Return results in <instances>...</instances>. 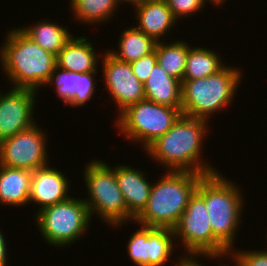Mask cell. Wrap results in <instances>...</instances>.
<instances>
[{"mask_svg":"<svg viewBox=\"0 0 267 266\" xmlns=\"http://www.w3.org/2000/svg\"><path fill=\"white\" fill-rule=\"evenodd\" d=\"M137 225L140 229L132 233L126 246L135 266H164L169 260L174 262L170 259L177 245L173 229Z\"/></svg>","mask_w":267,"mask_h":266,"instance_id":"11","label":"cell"},{"mask_svg":"<svg viewBox=\"0 0 267 266\" xmlns=\"http://www.w3.org/2000/svg\"><path fill=\"white\" fill-rule=\"evenodd\" d=\"M5 35L0 69L7 83L13 88L40 90L57 67L56 55L41 48L20 27H12Z\"/></svg>","mask_w":267,"mask_h":266,"instance_id":"2","label":"cell"},{"mask_svg":"<svg viewBox=\"0 0 267 266\" xmlns=\"http://www.w3.org/2000/svg\"><path fill=\"white\" fill-rule=\"evenodd\" d=\"M96 74L98 75V72L76 73L75 95L65 106L82 108L92 100L97 89L96 82L98 81L94 80Z\"/></svg>","mask_w":267,"mask_h":266,"instance_id":"25","label":"cell"},{"mask_svg":"<svg viewBox=\"0 0 267 266\" xmlns=\"http://www.w3.org/2000/svg\"><path fill=\"white\" fill-rule=\"evenodd\" d=\"M132 10L136 12L133 14L137 20L134 26L156 43L167 40L165 36L172 32L171 28L179 24L165 0H147Z\"/></svg>","mask_w":267,"mask_h":266,"instance_id":"15","label":"cell"},{"mask_svg":"<svg viewBox=\"0 0 267 266\" xmlns=\"http://www.w3.org/2000/svg\"><path fill=\"white\" fill-rule=\"evenodd\" d=\"M157 63L156 51L155 49L141 57L139 60L130 63L133 73L136 75L138 80L144 84L148 76L150 75L154 65Z\"/></svg>","mask_w":267,"mask_h":266,"instance_id":"29","label":"cell"},{"mask_svg":"<svg viewBox=\"0 0 267 266\" xmlns=\"http://www.w3.org/2000/svg\"><path fill=\"white\" fill-rule=\"evenodd\" d=\"M146 171L131 165L116 164V180L124 196L127 211L135 219L145 208L153 181H148Z\"/></svg>","mask_w":267,"mask_h":266,"instance_id":"16","label":"cell"},{"mask_svg":"<svg viewBox=\"0 0 267 266\" xmlns=\"http://www.w3.org/2000/svg\"><path fill=\"white\" fill-rule=\"evenodd\" d=\"M119 36L118 47L116 46L118 49L108 50L119 61L128 63L137 61L151 53L156 46V42L152 38L139 31L135 26L125 28Z\"/></svg>","mask_w":267,"mask_h":266,"instance_id":"21","label":"cell"},{"mask_svg":"<svg viewBox=\"0 0 267 266\" xmlns=\"http://www.w3.org/2000/svg\"><path fill=\"white\" fill-rule=\"evenodd\" d=\"M32 171L0 165V205H29Z\"/></svg>","mask_w":267,"mask_h":266,"instance_id":"18","label":"cell"},{"mask_svg":"<svg viewBox=\"0 0 267 266\" xmlns=\"http://www.w3.org/2000/svg\"><path fill=\"white\" fill-rule=\"evenodd\" d=\"M145 0H116L117 4L120 6L124 3H128L130 4V6L135 7L140 5L142 2H144Z\"/></svg>","mask_w":267,"mask_h":266,"instance_id":"32","label":"cell"},{"mask_svg":"<svg viewBox=\"0 0 267 266\" xmlns=\"http://www.w3.org/2000/svg\"><path fill=\"white\" fill-rule=\"evenodd\" d=\"M39 91L27 88L0 90V142L36 123L34 109Z\"/></svg>","mask_w":267,"mask_h":266,"instance_id":"13","label":"cell"},{"mask_svg":"<svg viewBox=\"0 0 267 266\" xmlns=\"http://www.w3.org/2000/svg\"><path fill=\"white\" fill-rule=\"evenodd\" d=\"M54 167L49 164L32 171L29 205L35 203V207H39L37 212L71 197L69 192L72 183L69 176L66 177L59 168Z\"/></svg>","mask_w":267,"mask_h":266,"instance_id":"14","label":"cell"},{"mask_svg":"<svg viewBox=\"0 0 267 266\" xmlns=\"http://www.w3.org/2000/svg\"><path fill=\"white\" fill-rule=\"evenodd\" d=\"M183 255V256H181ZM202 257L206 258V260H210L213 262V258L216 260H219L221 262V257L217 254H212V253H193V252H183L181 254L180 252V256L177 255V258H174L173 260L177 259L174 263L175 266H205L204 263H202L201 261H199V258ZM208 257V258H207ZM198 260H197V259ZM207 266V265H206Z\"/></svg>","mask_w":267,"mask_h":266,"instance_id":"30","label":"cell"},{"mask_svg":"<svg viewBox=\"0 0 267 266\" xmlns=\"http://www.w3.org/2000/svg\"><path fill=\"white\" fill-rule=\"evenodd\" d=\"M75 77V72L65 71L56 67L44 87L50 86L52 88L54 86L57 98L59 97L65 106L75 95Z\"/></svg>","mask_w":267,"mask_h":266,"instance_id":"26","label":"cell"},{"mask_svg":"<svg viewBox=\"0 0 267 266\" xmlns=\"http://www.w3.org/2000/svg\"><path fill=\"white\" fill-rule=\"evenodd\" d=\"M165 171L157 183H152L147 204L134 223L173 229L204 176L191 171Z\"/></svg>","mask_w":267,"mask_h":266,"instance_id":"3","label":"cell"},{"mask_svg":"<svg viewBox=\"0 0 267 266\" xmlns=\"http://www.w3.org/2000/svg\"><path fill=\"white\" fill-rule=\"evenodd\" d=\"M205 2H209L208 4L210 5L213 4L214 6H218L219 8L222 7V5L227 2V0H205Z\"/></svg>","mask_w":267,"mask_h":266,"instance_id":"34","label":"cell"},{"mask_svg":"<svg viewBox=\"0 0 267 266\" xmlns=\"http://www.w3.org/2000/svg\"><path fill=\"white\" fill-rule=\"evenodd\" d=\"M89 37L77 36L72 38L56 55L57 67L69 72H98L100 54H97L94 41L89 42Z\"/></svg>","mask_w":267,"mask_h":266,"instance_id":"17","label":"cell"},{"mask_svg":"<svg viewBox=\"0 0 267 266\" xmlns=\"http://www.w3.org/2000/svg\"><path fill=\"white\" fill-rule=\"evenodd\" d=\"M173 231L176 243H179L177 246L184 247L185 252L212 253L219 256L230 254V251L214 236L205 200L197 191L190 197Z\"/></svg>","mask_w":267,"mask_h":266,"instance_id":"9","label":"cell"},{"mask_svg":"<svg viewBox=\"0 0 267 266\" xmlns=\"http://www.w3.org/2000/svg\"><path fill=\"white\" fill-rule=\"evenodd\" d=\"M181 114V108L145 99L116 114L115 129L130 142L142 145L145 151L172 127Z\"/></svg>","mask_w":267,"mask_h":266,"instance_id":"8","label":"cell"},{"mask_svg":"<svg viewBox=\"0 0 267 266\" xmlns=\"http://www.w3.org/2000/svg\"><path fill=\"white\" fill-rule=\"evenodd\" d=\"M85 166L82 179L88 194L82 199L87 204L91 217L96 213L103 223L113 228H120L130 221L132 223L134 218L127 211L116 180V165L112 167L97 158L86 162Z\"/></svg>","mask_w":267,"mask_h":266,"instance_id":"6","label":"cell"},{"mask_svg":"<svg viewBox=\"0 0 267 266\" xmlns=\"http://www.w3.org/2000/svg\"><path fill=\"white\" fill-rule=\"evenodd\" d=\"M70 12L74 20L86 25L105 24L114 19L115 14L120 7L116 0H70Z\"/></svg>","mask_w":267,"mask_h":266,"instance_id":"22","label":"cell"},{"mask_svg":"<svg viewBox=\"0 0 267 266\" xmlns=\"http://www.w3.org/2000/svg\"><path fill=\"white\" fill-rule=\"evenodd\" d=\"M210 125L207 120L181 114L145 153L166 170L191 171L202 175L217 172L218 169L202 156L206 142L204 138L207 139Z\"/></svg>","mask_w":267,"mask_h":266,"instance_id":"1","label":"cell"},{"mask_svg":"<svg viewBox=\"0 0 267 266\" xmlns=\"http://www.w3.org/2000/svg\"><path fill=\"white\" fill-rule=\"evenodd\" d=\"M6 237L4 236V234L2 233L1 229H0V266H7L8 263H7V260L8 257V247H7V244H6Z\"/></svg>","mask_w":267,"mask_h":266,"instance_id":"31","label":"cell"},{"mask_svg":"<svg viewBox=\"0 0 267 266\" xmlns=\"http://www.w3.org/2000/svg\"><path fill=\"white\" fill-rule=\"evenodd\" d=\"M91 219L89 208L81 197L71 196L63 202L34 212V222L40 236L54 248L75 244L88 232Z\"/></svg>","mask_w":267,"mask_h":266,"instance_id":"7","label":"cell"},{"mask_svg":"<svg viewBox=\"0 0 267 266\" xmlns=\"http://www.w3.org/2000/svg\"><path fill=\"white\" fill-rule=\"evenodd\" d=\"M240 69L241 67L226 64L217 73L208 77L183 80L181 113L209 122L215 113L225 111L229 106L231 108L232 100L243 79L244 70Z\"/></svg>","mask_w":267,"mask_h":266,"instance_id":"5","label":"cell"},{"mask_svg":"<svg viewBox=\"0 0 267 266\" xmlns=\"http://www.w3.org/2000/svg\"><path fill=\"white\" fill-rule=\"evenodd\" d=\"M230 255L240 266H267V247L261 250L233 249Z\"/></svg>","mask_w":267,"mask_h":266,"instance_id":"28","label":"cell"},{"mask_svg":"<svg viewBox=\"0 0 267 266\" xmlns=\"http://www.w3.org/2000/svg\"><path fill=\"white\" fill-rule=\"evenodd\" d=\"M237 185L217 171L204 175L196 189L205 200L214 236L230 252L235 248L245 208V197Z\"/></svg>","mask_w":267,"mask_h":266,"instance_id":"4","label":"cell"},{"mask_svg":"<svg viewBox=\"0 0 267 266\" xmlns=\"http://www.w3.org/2000/svg\"><path fill=\"white\" fill-rule=\"evenodd\" d=\"M227 257H230V258H228V259H230V261L231 262H233L234 264L232 265V266H240L239 265V263L230 255V254H228V255H225V256H222V263H220L221 265H218V266H223L224 265V263H223V258H224V260L227 258ZM224 266H229L228 264H226L225 263V265Z\"/></svg>","mask_w":267,"mask_h":266,"instance_id":"33","label":"cell"},{"mask_svg":"<svg viewBox=\"0 0 267 266\" xmlns=\"http://www.w3.org/2000/svg\"><path fill=\"white\" fill-rule=\"evenodd\" d=\"M173 16L178 20L202 12L207 5L205 0H165Z\"/></svg>","mask_w":267,"mask_h":266,"instance_id":"27","label":"cell"},{"mask_svg":"<svg viewBox=\"0 0 267 266\" xmlns=\"http://www.w3.org/2000/svg\"><path fill=\"white\" fill-rule=\"evenodd\" d=\"M223 60L214 49L192 45L186 57L183 80H194L213 75L227 64Z\"/></svg>","mask_w":267,"mask_h":266,"instance_id":"23","label":"cell"},{"mask_svg":"<svg viewBox=\"0 0 267 266\" xmlns=\"http://www.w3.org/2000/svg\"><path fill=\"white\" fill-rule=\"evenodd\" d=\"M181 88L182 82L167 74L156 63L144 83L145 99L158 104L181 108Z\"/></svg>","mask_w":267,"mask_h":266,"instance_id":"19","label":"cell"},{"mask_svg":"<svg viewBox=\"0 0 267 266\" xmlns=\"http://www.w3.org/2000/svg\"><path fill=\"white\" fill-rule=\"evenodd\" d=\"M157 42L155 46L157 63L167 74L183 81L186 57L192 47L190 42L179 38L172 41Z\"/></svg>","mask_w":267,"mask_h":266,"instance_id":"24","label":"cell"},{"mask_svg":"<svg viewBox=\"0 0 267 266\" xmlns=\"http://www.w3.org/2000/svg\"><path fill=\"white\" fill-rule=\"evenodd\" d=\"M101 57L104 89L113 99L119 115L128 106L145 100L144 84L133 73L130 63L117 60L108 50ZM103 68V69H102ZM116 102V103H115Z\"/></svg>","mask_w":267,"mask_h":266,"instance_id":"12","label":"cell"},{"mask_svg":"<svg viewBox=\"0 0 267 266\" xmlns=\"http://www.w3.org/2000/svg\"><path fill=\"white\" fill-rule=\"evenodd\" d=\"M21 30L28 35L41 48L57 55L65 44L72 38V32L68 26H61L53 20L43 19L28 26H20ZM69 29V30H68Z\"/></svg>","mask_w":267,"mask_h":266,"instance_id":"20","label":"cell"},{"mask_svg":"<svg viewBox=\"0 0 267 266\" xmlns=\"http://www.w3.org/2000/svg\"><path fill=\"white\" fill-rule=\"evenodd\" d=\"M46 134L36 122L1 141L0 165L29 171L49 165Z\"/></svg>","mask_w":267,"mask_h":266,"instance_id":"10","label":"cell"}]
</instances>
